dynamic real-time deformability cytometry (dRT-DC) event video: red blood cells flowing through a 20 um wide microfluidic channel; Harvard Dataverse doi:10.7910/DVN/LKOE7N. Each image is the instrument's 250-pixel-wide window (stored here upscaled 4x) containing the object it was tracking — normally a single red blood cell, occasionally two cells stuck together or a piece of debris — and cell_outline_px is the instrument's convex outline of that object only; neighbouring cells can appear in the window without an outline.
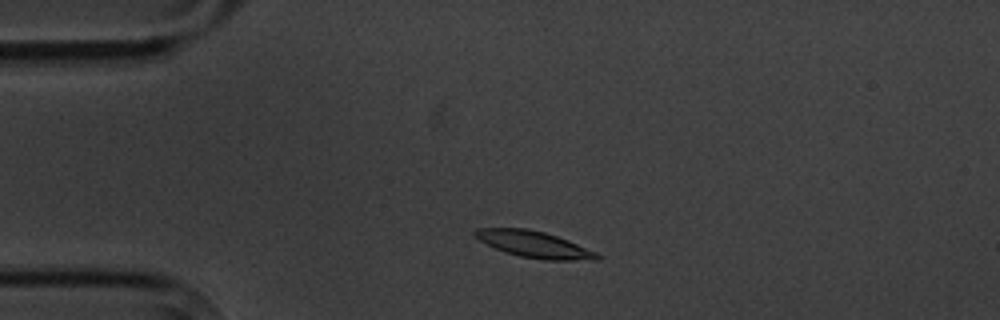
{"species": "common noctule bat (a hibernating species)", "species_latin": "Nyctalus noctula", "temperature_condition": "cold", "stored_images_in_passage": 3, "camera_frame_rate_fps": 3000, "um_per_image_px": 0.085, "animal": {"sex": "male", "body_mass_g": 20.1, "forearm_length_mm": 53.5}, "frame": {"image": 1, "passage_image": 1, "time_ms": 0.0, "image_size_px": [1000, 320], "cell_outline_px": [[600, 260], [544, 260], [520, 256], [504, 252], [480, 240], [472, 232], [476, 228], [524, 228], [544, 232], [568, 240], [596, 252], [600, 256]], "centroid_in_image_um": [45.41, 20.77], "position_along_channel_um": 39.6, "area_um2": 18.61}}
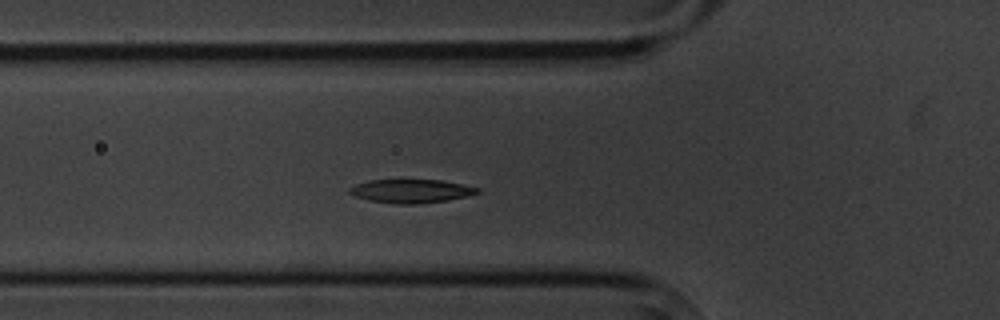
{"frame": {"image": 2, "passage_image": 3, "time_ms": 2.333, "image_size_px": [1000, 320], "cell_outline_px": [[480, 192], [468, 196], [448, 200], [416, 204], [392, 204], [368, 200], [356, 196], [348, 192], [348, 188], [356, 184], [368, 180], [440, 180], [480, 188]], "centroid_in_image_um": [34.92, 16.25], "position_along_channel_um": 90.9, "area_um2": 17.57}}